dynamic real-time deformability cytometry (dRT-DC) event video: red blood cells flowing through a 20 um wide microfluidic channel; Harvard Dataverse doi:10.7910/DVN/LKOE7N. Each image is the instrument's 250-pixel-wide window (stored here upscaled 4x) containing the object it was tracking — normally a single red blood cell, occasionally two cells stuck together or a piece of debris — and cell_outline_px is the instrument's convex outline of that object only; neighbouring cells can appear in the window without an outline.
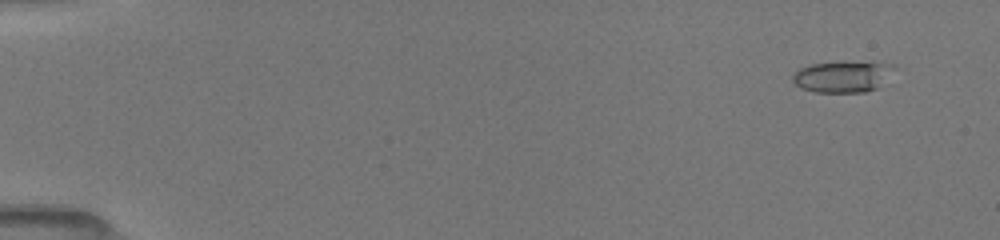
{"species": "common noctule bat (a hibernating species)", "species_latin": "Nyctalus noctula", "temperature_condition": "room temperature", "stored_images_in_passage": 52, "camera_frame_rate_fps": 3000, "um_per_image_px": 0.085, "animal": {"sex": "female", "body_mass_g": 19.5, "forearm_length_mm": 54.1}, "frame": {"image": 1, "passage_image": 4, "time_ms": 1.0, "image_size_px": [1000, 240], "cell_outline_px": [[880, 64], [876, 88], [864, 92], [816, 92], [800, 88], [792, 80], [792, 72], [800, 68], [812, 64], [844, 60]], "centroid_in_image_um": [71.2, 6.53], "position_along_channel_um": 13.8, "area_um2": 16.94}}
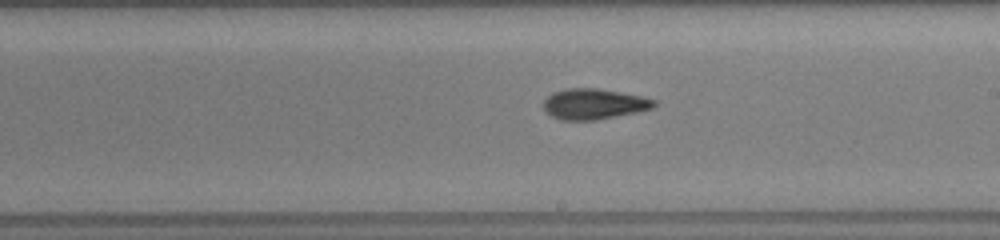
{"frame": {"image": 2, "passage_image": 31, "time_ms": 10.0, "image_size_px": [1000, 240], "cell_outline_px": [[656, 104], [652, 108], [636, 112], [596, 120], [560, 120], [544, 112], [544, 100], [552, 92], [564, 88], [596, 88], [620, 92], [640, 96], [656, 100]], "centroid_in_image_um": [50.43, 8.84], "position_along_channel_um": 238.6, "area_um2": 19.71}}
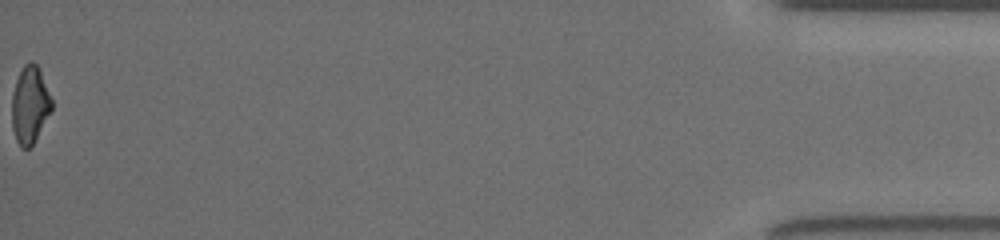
{"frame": {"image": 3, "passage_image": 52, "time_ms": 17.0, "image_size_px": [1000, 240], "cell_outline_px": [[52, 112], [36, 140], [28, 148], [20, 148], [16, 140], [12, 128], [12, 92], [16, 80], [24, 64], [32, 60], [40, 68], [52, 100]], "centroid_in_image_um": [2.55, 8.92], "position_along_channel_um": 432.6, "area_um2": 18.26}, "authors_computed_cell_mechanics": {"area_um2": 18.6405, "velocity_mm_per_s": 4.0621, "shape_relaxation_time_tau1_ms": 4.8869, "shape_relaxation_time_tau2_ms": 1.9658, "deformation_change_tau1": 0.173, "deformation_change_tau2": 0.0975}}